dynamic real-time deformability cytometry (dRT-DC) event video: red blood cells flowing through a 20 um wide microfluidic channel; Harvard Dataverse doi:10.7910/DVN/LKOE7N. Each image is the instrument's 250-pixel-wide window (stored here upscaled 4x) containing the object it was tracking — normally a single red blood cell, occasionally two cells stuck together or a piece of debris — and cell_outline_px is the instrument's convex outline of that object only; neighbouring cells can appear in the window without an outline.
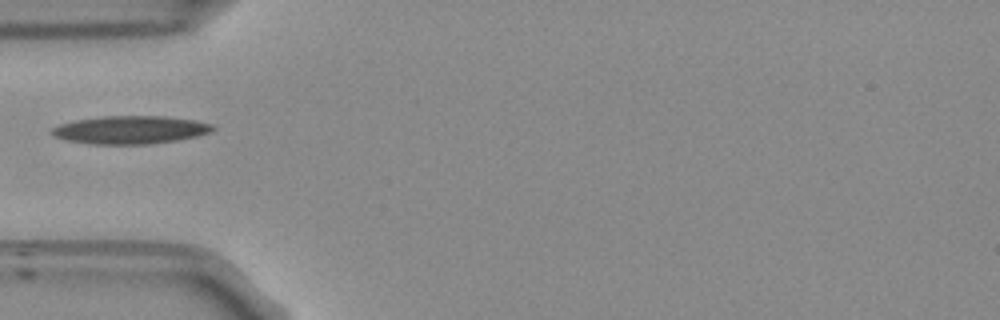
{"species": "Egyptian fruit bat (a non-hibernating species)", "species_latin": "Rousettus aegyptiacus", "temperature_condition": "room temperature", "stored_images_in_passage": 33, "camera_frame_rate_fps": 3000, "um_per_image_px": 0.085, "frame": {"image": 1, "passage_image": 1, "time_ms": 0.0, "image_size_px": [1000, 320], "cell_outline_px": [[216, 128], [212, 132], [196, 136], [176, 140], [148, 144], [96, 144], [68, 140], [52, 136], [52, 128], [60, 124], [76, 120], [100, 116], [164, 116], [196, 120], [212, 124]], "centroid_in_image_um": [11.11, 11.03], "position_along_channel_um": 73.9, "area_um2": 26.18}}